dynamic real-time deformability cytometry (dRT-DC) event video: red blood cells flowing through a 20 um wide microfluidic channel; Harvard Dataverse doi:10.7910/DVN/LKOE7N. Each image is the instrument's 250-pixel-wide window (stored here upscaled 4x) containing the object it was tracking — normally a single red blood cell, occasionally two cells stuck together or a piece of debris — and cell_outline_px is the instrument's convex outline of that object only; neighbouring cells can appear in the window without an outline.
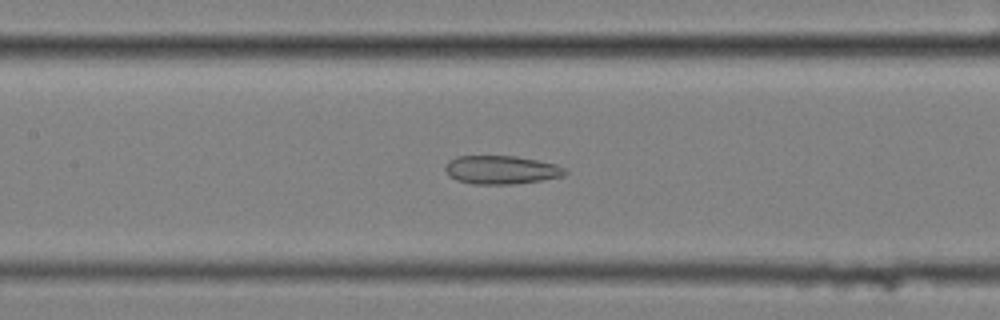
{"species": "common noctule bat (a hibernating species)", "species_latin": "Nyctalus noctula", "temperature_condition": "cold", "stored_images_in_passage": 47, "camera_frame_rate_fps": 3000, "um_per_image_px": 0.085, "animal": {"sex": "female", "body_mass_g": 25.1}, "frame": {"image": 1, "passage_image": 21, "time_ms": 6.667, "image_size_px": [1000, 320], "cell_outline_px": [[568, 172], [564, 176], [540, 180], [512, 184], [472, 184], [456, 180], [448, 176], [444, 168], [448, 160], [456, 156], [516, 156], [556, 164], [564, 168]], "centroid_in_image_um": [42.57, 14.43], "position_along_channel_um": 164.8, "area_um2": 19.94}}
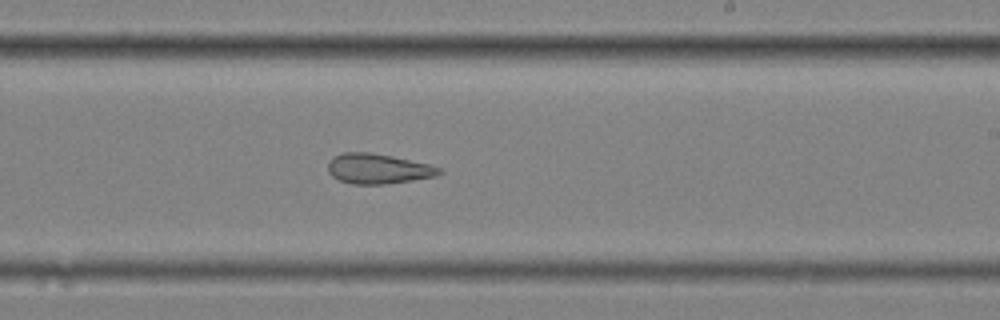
{"frame": {"image": 2, "passage_image": 29, "time_ms": 9.333, "image_size_px": [1000, 320], "cell_outline_px": [[444, 172], [436, 176], [412, 180], [384, 184], [352, 184], [340, 180], [332, 176], [328, 172], [328, 164], [340, 152], [368, 152], [392, 156], [428, 164], [440, 168]], "centroid_in_image_um": [32.14, 14.34], "position_along_channel_um": 256.9, "area_um2": 19.31}}
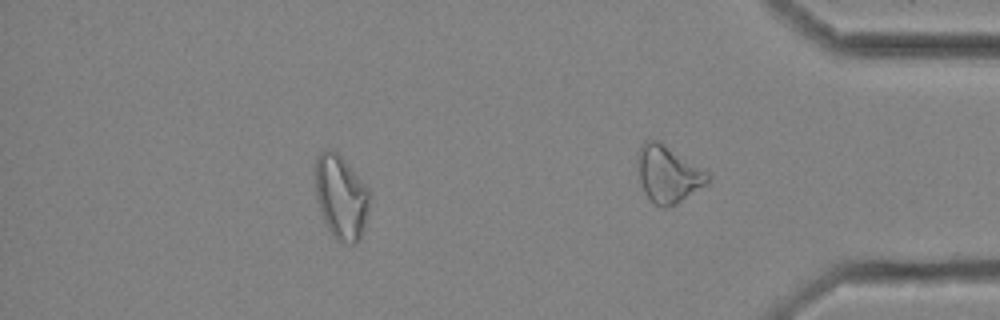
{"frame": {"image": 3, "passage_image": 40, "time_ms": 13.0, "image_size_px": [1000, 320], "cell_outline_px": [[368, 208], [364, 228], [360, 240], [356, 244], [352, 244], [336, 240], [332, 236], [324, 220], [316, 200], [316, 156], [320, 152], [328, 148], [332, 148], [352, 168], [368, 188]], "centroid_in_image_um": [28.97, 16.76], "position_along_channel_um": 406.2, "area_um2": 26.47}, "authors_computed_cell_mechanics": {"area_um2": 25.0274, "velocity_mm_per_s": 3.4564, "shape_relaxation_time_tau1_ms": null, "shape_relaxation_time_tau2_ms": 2.9446, "deformation_change_tau1": null, "deformation_change_tau2": 0.113}}